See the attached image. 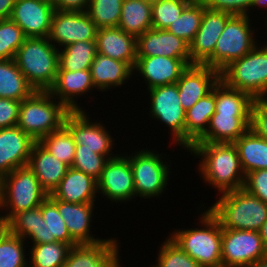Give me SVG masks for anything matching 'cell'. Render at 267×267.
I'll return each mask as SVG.
<instances>
[{
	"label": "cell",
	"instance_id": "6da1fadb",
	"mask_svg": "<svg viewBox=\"0 0 267 267\" xmlns=\"http://www.w3.org/2000/svg\"><path fill=\"white\" fill-rule=\"evenodd\" d=\"M186 152L199 159L196 172L218 195L244 187L246 175L234 143H195Z\"/></svg>",
	"mask_w": 267,
	"mask_h": 267
},
{
	"label": "cell",
	"instance_id": "7a4b0ae2",
	"mask_svg": "<svg viewBox=\"0 0 267 267\" xmlns=\"http://www.w3.org/2000/svg\"><path fill=\"white\" fill-rule=\"evenodd\" d=\"M205 205L200 203L197 207V211L201 212L197 218V227L174 228L168 236L202 267H216L222 265V227Z\"/></svg>",
	"mask_w": 267,
	"mask_h": 267
},
{
	"label": "cell",
	"instance_id": "3957f363",
	"mask_svg": "<svg viewBox=\"0 0 267 267\" xmlns=\"http://www.w3.org/2000/svg\"><path fill=\"white\" fill-rule=\"evenodd\" d=\"M207 208L221 227L233 230L257 231L267 220V204L244 188L217 195Z\"/></svg>",
	"mask_w": 267,
	"mask_h": 267
},
{
	"label": "cell",
	"instance_id": "277c9868",
	"mask_svg": "<svg viewBox=\"0 0 267 267\" xmlns=\"http://www.w3.org/2000/svg\"><path fill=\"white\" fill-rule=\"evenodd\" d=\"M14 60L35 91H48L53 86L59 69V49L48 37L25 38Z\"/></svg>",
	"mask_w": 267,
	"mask_h": 267
},
{
	"label": "cell",
	"instance_id": "5b68a950",
	"mask_svg": "<svg viewBox=\"0 0 267 267\" xmlns=\"http://www.w3.org/2000/svg\"><path fill=\"white\" fill-rule=\"evenodd\" d=\"M142 148L132 151L131 155L130 152H123L129 158L133 170L135 199H160L168 190L167 186H170L168 183L173 172V162L169 155L167 158L166 152L156 151V147L155 150L148 146Z\"/></svg>",
	"mask_w": 267,
	"mask_h": 267
},
{
	"label": "cell",
	"instance_id": "8992f818",
	"mask_svg": "<svg viewBox=\"0 0 267 267\" xmlns=\"http://www.w3.org/2000/svg\"><path fill=\"white\" fill-rule=\"evenodd\" d=\"M70 110L49 91H34L21 101L17 126L36 142L60 129Z\"/></svg>",
	"mask_w": 267,
	"mask_h": 267
},
{
	"label": "cell",
	"instance_id": "52a82bcc",
	"mask_svg": "<svg viewBox=\"0 0 267 267\" xmlns=\"http://www.w3.org/2000/svg\"><path fill=\"white\" fill-rule=\"evenodd\" d=\"M48 195L28 166L19 167L0 179V219L5 225L16 213L40 206Z\"/></svg>",
	"mask_w": 267,
	"mask_h": 267
},
{
	"label": "cell",
	"instance_id": "ba28073f",
	"mask_svg": "<svg viewBox=\"0 0 267 267\" xmlns=\"http://www.w3.org/2000/svg\"><path fill=\"white\" fill-rule=\"evenodd\" d=\"M252 19L248 15H233L226 22L213 55L203 65L221 72L232 61L245 56L261 43L257 39L258 30L253 26Z\"/></svg>",
	"mask_w": 267,
	"mask_h": 267
},
{
	"label": "cell",
	"instance_id": "9c48e42d",
	"mask_svg": "<svg viewBox=\"0 0 267 267\" xmlns=\"http://www.w3.org/2000/svg\"><path fill=\"white\" fill-rule=\"evenodd\" d=\"M220 79L253 99L267 96V40L232 61L220 72Z\"/></svg>",
	"mask_w": 267,
	"mask_h": 267
},
{
	"label": "cell",
	"instance_id": "30bf717a",
	"mask_svg": "<svg viewBox=\"0 0 267 267\" xmlns=\"http://www.w3.org/2000/svg\"><path fill=\"white\" fill-rule=\"evenodd\" d=\"M147 93L149 110L148 116L162 127L168 128L170 132L169 140L173 146H179L180 150L184 149V128H185V110L183 109L180 99L179 90L176 83L162 85L145 90ZM148 91V92H147ZM149 97V99H148ZM149 107V108H148ZM172 137V138H171Z\"/></svg>",
	"mask_w": 267,
	"mask_h": 267
},
{
	"label": "cell",
	"instance_id": "8fae6325",
	"mask_svg": "<svg viewBox=\"0 0 267 267\" xmlns=\"http://www.w3.org/2000/svg\"><path fill=\"white\" fill-rule=\"evenodd\" d=\"M89 113L86 110L70 111L66 115L64 126L70 131L76 145H81V149L93 150L108 159L116 157L119 154L114 149L117 148L114 147L117 146V138L112 136V131L102 122L103 118L95 120L96 116L93 119Z\"/></svg>",
	"mask_w": 267,
	"mask_h": 267
},
{
	"label": "cell",
	"instance_id": "7c38bea8",
	"mask_svg": "<svg viewBox=\"0 0 267 267\" xmlns=\"http://www.w3.org/2000/svg\"><path fill=\"white\" fill-rule=\"evenodd\" d=\"M98 196L113 204H128L135 199L133 170L129 158L120 154L107 161L97 180ZM105 196V197H104Z\"/></svg>",
	"mask_w": 267,
	"mask_h": 267
},
{
	"label": "cell",
	"instance_id": "4fadbf2b",
	"mask_svg": "<svg viewBox=\"0 0 267 267\" xmlns=\"http://www.w3.org/2000/svg\"><path fill=\"white\" fill-rule=\"evenodd\" d=\"M266 255L267 253L259 232L222 228V265L250 267Z\"/></svg>",
	"mask_w": 267,
	"mask_h": 267
},
{
	"label": "cell",
	"instance_id": "5bb4252c",
	"mask_svg": "<svg viewBox=\"0 0 267 267\" xmlns=\"http://www.w3.org/2000/svg\"><path fill=\"white\" fill-rule=\"evenodd\" d=\"M97 31L87 12L55 10L48 39L61 49L79 41H96Z\"/></svg>",
	"mask_w": 267,
	"mask_h": 267
},
{
	"label": "cell",
	"instance_id": "9a60e30c",
	"mask_svg": "<svg viewBox=\"0 0 267 267\" xmlns=\"http://www.w3.org/2000/svg\"><path fill=\"white\" fill-rule=\"evenodd\" d=\"M119 238L72 246L63 267H122Z\"/></svg>",
	"mask_w": 267,
	"mask_h": 267
},
{
	"label": "cell",
	"instance_id": "2e32d148",
	"mask_svg": "<svg viewBox=\"0 0 267 267\" xmlns=\"http://www.w3.org/2000/svg\"><path fill=\"white\" fill-rule=\"evenodd\" d=\"M189 65L179 58L165 56L137 57L133 68V78L139 84L145 83L146 90L153 87L176 83ZM142 77V83L140 78Z\"/></svg>",
	"mask_w": 267,
	"mask_h": 267
},
{
	"label": "cell",
	"instance_id": "e0dca14e",
	"mask_svg": "<svg viewBox=\"0 0 267 267\" xmlns=\"http://www.w3.org/2000/svg\"><path fill=\"white\" fill-rule=\"evenodd\" d=\"M54 11L53 3L46 0H16L10 18L26 38L48 37Z\"/></svg>",
	"mask_w": 267,
	"mask_h": 267
},
{
	"label": "cell",
	"instance_id": "ac0fdd59",
	"mask_svg": "<svg viewBox=\"0 0 267 267\" xmlns=\"http://www.w3.org/2000/svg\"><path fill=\"white\" fill-rule=\"evenodd\" d=\"M93 90L95 93L97 92L92 82L90 69H86L78 71L58 70L55 82L48 91L70 111H78L89 110L85 106L81 107L82 103H79L78 99L80 100L82 96L84 99L85 97L90 98L91 92L94 93Z\"/></svg>",
	"mask_w": 267,
	"mask_h": 267
},
{
	"label": "cell",
	"instance_id": "d6986e66",
	"mask_svg": "<svg viewBox=\"0 0 267 267\" xmlns=\"http://www.w3.org/2000/svg\"><path fill=\"white\" fill-rule=\"evenodd\" d=\"M232 16L226 12L204 9L200 27L190 44L191 65H203L213 55L216 42Z\"/></svg>",
	"mask_w": 267,
	"mask_h": 267
},
{
	"label": "cell",
	"instance_id": "ffe728a7",
	"mask_svg": "<svg viewBox=\"0 0 267 267\" xmlns=\"http://www.w3.org/2000/svg\"><path fill=\"white\" fill-rule=\"evenodd\" d=\"M137 57L165 56L191 65L190 45L167 30L149 29L137 37Z\"/></svg>",
	"mask_w": 267,
	"mask_h": 267
},
{
	"label": "cell",
	"instance_id": "44dd1931",
	"mask_svg": "<svg viewBox=\"0 0 267 267\" xmlns=\"http://www.w3.org/2000/svg\"><path fill=\"white\" fill-rule=\"evenodd\" d=\"M220 79V72L212 67L200 64L189 65L176 82L179 99L185 111L199 99L210 93Z\"/></svg>",
	"mask_w": 267,
	"mask_h": 267
},
{
	"label": "cell",
	"instance_id": "7402d4cb",
	"mask_svg": "<svg viewBox=\"0 0 267 267\" xmlns=\"http://www.w3.org/2000/svg\"><path fill=\"white\" fill-rule=\"evenodd\" d=\"M49 199L57 206L70 237L76 244L96 243L104 239L92 233L94 210L98 208L95 203L76 204L63 202L56 198Z\"/></svg>",
	"mask_w": 267,
	"mask_h": 267
},
{
	"label": "cell",
	"instance_id": "603a6c76",
	"mask_svg": "<svg viewBox=\"0 0 267 267\" xmlns=\"http://www.w3.org/2000/svg\"><path fill=\"white\" fill-rule=\"evenodd\" d=\"M35 142L17 125L0 129V179L19 167L27 166Z\"/></svg>",
	"mask_w": 267,
	"mask_h": 267
},
{
	"label": "cell",
	"instance_id": "cb8c5ba5",
	"mask_svg": "<svg viewBox=\"0 0 267 267\" xmlns=\"http://www.w3.org/2000/svg\"><path fill=\"white\" fill-rule=\"evenodd\" d=\"M252 113L215 112L206 133L196 143H234L251 128Z\"/></svg>",
	"mask_w": 267,
	"mask_h": 267
},
{
	"label": "cell",
	"instance_id": "d4e9b609",
	"mask_svg": "<svg viewBox=\"0 0 267 267\" xmlns=\"http://www.w3.org/2000/svg\"><path fill=\"white\" fill-rule=\"evenodd\" d=\"M97 180L82 171L70 167L48 198H56L67 203H95L98 198ZM98 199V200H97Z\"/></svg>",
	"mask_w": 267,
	"mask_h": 267
},
{
	"label": "cell",
	"instance_id": "484cf974",
	"mask_svg": "<svg viewBox=\"0 0 267 267\" xmlns=\"http://www.w3.org/2000/svg\"><path fill=\"white\" fill-rule=\"evenodd\" d=\"M137 38L117 27L101 28L97 31V53L126 62L132 69L137 59Z\"/></svg>",
	"mask_w": 267,
	"mask_h": 267
},
{
	"label": "cell",
	"instance_id": "4316f807",
	"mask_svg": "<svg viewBox=\"0 0 267 267\" xmlns=\"http://www.w3.org/2000/svg\"><path fill=\"white\" fill-rule=\"evenodd\" d=\"M90 72L95 89L98 92L101 91L99 93L112 92L111 89L123 88V84L127 85L130 81H136L132 78L133 69L126 62L99 53L96 54L90 66Z\"/></svg>",
	"mask_w": 267,
	"mask_h": 267
},
{
	"label": "cell",
	"instance_id": "83f0119b",
	"mask_svg": "<svg viewBox=\"0 0 267 267\" xmlns=\"http://www.w3.org/2000/svg\"><path fill=\"white\" fill-rule=\"evenodd\" d=\"M27 166L33 171L41 187L48 194L54 191L70 168L55 158L39 142L34 143Z\"/></svg>",
	"mask_w": 267,
	"mask_h": 267
},
{
	"label": "cell",
	"instance_id": "f1b7e54d",
	"mask_svg": "<svg viewBox=\"0 0 267 267\" xmlns=\"http://www.w3.org/2000/svg\"><path fill=\"white\" fill-rule=\"evenodd\" d=\"M216 84L212 91L199 99L185 111L184 150L195 144L208 129L211 116L215 113Z\"/></svg>",
	"mask_w": 267,
	"mask_h": 267
},
{
	"label": "cell",
	"instance_id": "f546056e",
	"mask_svg": "<svg viewBox=\"0 0 267 267\" xmlns=\"http://www.w3.org/2000/svg\"><path fill=\"white\" fill-rule=\"evenodd\" d=\"M234 145L237 148L244 174L267 169V140L249 128Z\"/></svg>",
	"mask_w": 267,
	"mask_h": 267
},
{
	"label": "cell",
	"instance_id": "4dcf8cb0",
	"mask_svg": "<svg viewBox=\"0 0 267 267\" xmlns=\"http://www.w3.org/2000/svg\"><path fill=\"white\" fill-rule=\"evenodd\" d=\"M118 27L136 38L152 29L151 2L123 0Z\"/></svg>",
	"mask_w": 267,
	"mask_h": 267
},
{
	"label": "cell",
	"instance_id": "1f68e13d",
	"mask_svg": "<svg viewBox=\"0 0 267 267\" xmlns=\"http://www.w3.org/2000/svg\"><path fill=\"white\" fill-rule=\"evenodd\" d=\"M34 91L14 59L0 60V98L22 101Z\"/></svg>",
	"mask_w": 267,
	"mask_h": 267
},
{
	"label": "cell",
	"instance_id": "d6a6232c",
	"mask_svg": "<svg viewBox=\"0 0 267 267\" xmlns=\"http://www.w3.org/2000/svg\"><path fill=\"white\" fill-rule=\"evenodd\" d=\"M41 205L16 213L6 224L5 228L13 235L24 239L30 246L41 244L42 229ZM30 242H29V241Z\"/></svg>",
	"mask_w": 267,
	"mask_h": 267
},
{
	"label": "cell",
	"instance_id": "836d02e7",
	"mask_svg": "<svg viewBox=\"0 0 267 267\" xmlns=\"http://www.w3.org/2000/svg\"><path fill=\"white\" fill-rule=\"evenodd\" d=\"M97 54L96 41H79L59 49V69L78 71L90 69Z\"/></svg>",
	"mask_w": 267,
	"mask_h": 267
},
{
	"label": "cell",
	"instance_id": "e575fe53",
	"mask_svg": "<svg viewBox=\"0 0 267 267\" xmlns=\"http://www.w3.org/2000/svg\"><path fill=\"white\" fill-rule=\"evenodd\" d=\"M28 247V267H63L71 249L69 244L59 241Z\"/></svg>",
	"mask_w": 267,
	"mask_h": 267
},
{
	"label": "cell",
	"instance_id": "d590c367",
	"mask_svg": "<svg viewBox=\"0 0 267 267\" xmlns=\"http://www.w3.org/2000/svg\"><path fill=\"white\" fill-rule=\"evenodd\" d=\"M253 101L250 95L229 87L221 79L216 83L215 112L252 113Z\"/></svg>",
	"mask_w": 267,
	"mask_h": 267
},
{
	"label": "cell",
	"instance_id": "8d00e7d4",
	"mask_svg": "<svg viewBox=\"0 0 267 267\" xmlns=\"http://www.w3.org/2000/svg\"><path fill=\"white\" fill-rule=\"evenodd\" d=\"M27 244L4 228L0 232V267H28Z\"/></svg>",
	"mask_w": 267,
	"mask_h": 267
},
{
	"label": "cell",
	"instance_id": "74e56055",
	"mask_svg": "<svg viewBox=\"0 0 267 267\" xmlns=\"http://www.w3.org/2000/svg\"><path fill=\"white\" fill-rule=\"evenodd\" d=\"M205 8L203 2L192 1L181 13V16L169 25L167 31L190 45L200 27Z\"/></svg>",
	"mask_w": 267,
	"mask_h": 267
},
{
	"label": "cell",
	"instance_id": "f35d334b",
	"mask_svg": "<svg viewBox=\"0 0 267 267\" xmlns=\"http://www.w3.org/2000/svg\"><path fill=\"white\" fill-rule=\"evenodd\" d=\"M39 143L55 158L61 160L69 167L72 166L76 143L70 131L64 125L60 129L43 137Z\"/></svg>",
	"mask_w": 267,
	"mask_h": 267
},
{
	"label": "cell",
	"instance_id": "ab89813d",
	"mask_svg": "<svg viewBox=\"0 0 267 267\" xmlns=\"http://www.w3.org/2000/svg\"><path fill=\"white\" fill-rule=\"evenodd\" d=\"M123 0H90L87 13L98 29L117 27Z\"/></svg>",
	"mask_w": 267,
	"mask_h": 267
},
{
	"label": "cell",
	"instance_id": "60d3db41",
	"mask_svg": "<svg viewBox=\"0 0 267 267\" xmlns=\"http://www.w3.org/2000/svg\"><path fill=\"white\" fill-rule=\"evenodd\" d=\"M41 211L47 225L48 243L59 241L69 244L71 247L75 246L76 243L71 239L57 206L48 197L41 203Z\"/></svg>",
	"mask_w": 267,
	"mask_h": 267
},
{
	"label": "cell",
	"instance_id": "b9f144b4",
	"mask_svg": "<svg viewBox=\"0 0 267 267\" xmlns=\"http://www.w3.org/2000/svg\"><path fill=\"white\" fill-rule=\"evenodd\" d=\"M191 2V0H156L152 2V28L167 30Z\"/></svg>",
	"mask_w": 267,
	"mask_h": 267
},
{
	"label": "cell",
	"instance_id": "7bdbcfd3",
	"mask_svg": "<svg viewBox=\"0 0 267 267\" xmlns=\"http://www.w3.org/2000/svg\"><path fill=\"white\" fill-rule=\"evenodd\" d=\"M158 247L156 263L152 267H202L184 252L169 236Z\"/></svg>",
	"mask_w": 267,
	"mask_h": 267
},
{
	"label": "cell",
	"instance_id": "ee69618b",
	"mask_svg": "<svg viewBox=\"0 0 267 267\" xmlns=\"http://www.w3.org/2000/svg\"><path fill=\"white\" fill-rule=\"evenodd\" d=\"M25 38L22 29L11 18L0 20V60L14 59Z\"/></svg>",
	"mask_w": 267,
	"mask_h": 267
},
{
	"label": "cell",
	"instance_id": "f6af8a7d",
	"mask_svg": "<svg viewBox=\"0 0 267 267\" xmlns=\"http://www.w3.org/2000/svg\"><path fill=\"white\" fill-rule=\"evenodd\" d=\"M108 160L106 156L99 155L93 150L81 149V145H76L71 167L98 180Z\"/></svg>",
	"mask_w": 267,
	"mask_h": 267
},
{
	"label": "cell",
	"instance_id": "bcb514c9",
	"mask_svg": "<svg viewBox=\"0 0 267 267\" xmlns=\"http://www.w3.org/2000/svg\"><path fill=\"white\" fill-rule=\"evenodd\" d=\"M206 8L222 11L231 15H248L252 8V0H204Z\"/></svg>",
	"mask_w": 267,
	"mask_h": 267
},
{
	"label": "cell",
	"instance_id": "7dc6e473",
	"mask_svg": "<svg viewBox=\"0 0 267 267\" xmlns=\"http://www.w3.org/2000/svg\"><path fill=\"white\" fill-rule=\"evenodd\" d=\"M243 188L267 204V169L249 172Z\"/></svg>",
	"mask_w": 267,
	"mask_h": 267
},
{
	"label": "cell",
	"instance_id": "c3c4849f",
	"mask_svg": "<svg viewBox=\"0 0 267 267\" xmlns=\"http://www.w3.org/2000/svg\"><path fill=\"white\" fill-rule=\"evenodd\" d=\"M251 128L267 140V96L254 99L252 105Z\"/></svg>",
	"mask_w": 267,
	"mask_h": 267
},
{
	"label": "cell",
	"instance_id": "681fc988",
	"mask_svg": "<svg viewBox=\"0 0 267 267\" xmlns=\"http://www.w3.org/2000/svg\"><path fill=\"white\" fill-rule=\"evenodd\" d=\"M21 101L0 98V129L17 125Z\"/></svg>",
	"mask_w": 267,
	"mask_h": 267
},
{
	"label": "cell",
	"instance_id": "f907efd6",
	"mask_svg": "<svg viewBox=\"0 0 267 267\" xmlns=\"http://www.w3.org/2000/svg\"><path fill=\"white\" fill-rule=\"evenodd\" d=\"M90 0H55L53 5L59 11H82L86 12Z\"/></svg>",
	"mask_w": 267,
	"mask_h": 267
},
{
	"label": "cell",
	"instance_id": "816d5d0a",
	"mask_svg": "<svg viewBox=\"0 0 267 267\" xmlns=\"http://www.w3.org/2000/svg\"><path fill=\"white\" fill-rule=\"evenodd\" d=\"M16 0H0V20L9 19Z\"/></svg>",
	"mask_w": 267,
	"mask_h": 267
},
{
	"label": "cell",
	"instance_id": "f5cc1de1",
	"mask_svg": "<svg viewBox=\"0 0 267 267\" xmlns=\"http://www.w3.org/2000/svg\"><path fill=\"white\" fill-rule=\"evenodd\" d=\"M254 9H265L266 10V13H267V0H252V8H251V12H249V16L250 17H254V16H251V14L253 13V11H256ZM251 13V14H250ZM267 20V16H266V19ZM265 28H267V21H265Z\"/></svg>",
	"mask_w": 267,
	"mask_h": 267
},
{
	"label": "cell",
	"instance_id": "db71d44e",
	"mask_svg": "<svg viewBox=\"0 0 267 267\" xmlns=\"http://www.w3.org/2000/svg\"><path fill=\"white\" fill-rule=\"evenodd\" d=\"M260 237L262 238V242L267 253V220L263 223L261 229L259 230Z\"/></svg>",
	"mask_w": 267,
	"mask_h": 267
},
{
	"label": "cell",
	"instance_id": "11a10c76",
	"mask_svg": "<svg viewBox=\"0 0 267 267\" xmlns=\"http://www.w3.org/2000/svg\"><path fill=\"white\" fill-rule=\"evenodd\" d=\"M43 243H48V230L44 219H42V229H41V244Z\"/></svg>",
	"mask_w": 267,
	"mask_h": 267
},
{
	"label": "cell",
	"instance_id": "9f6ffc18",
	"mask_svg": "<svg viewBox=\"0 0 267 267\" xmlns=\"http://www.w3.org/2000/svg\"><path fill=\"white\" fill-rule=\"evenodd\" d=\"M250 267H267V255L257 260Z\"/></svg>",
	"mask_w": 267,
	"mask_h": 267
},
{
	"label": "cell",
	"instance_id": "6f0895ef",
	"mask_svg": "<svg viewBox=\"0 0 267 267\" xmlns=\"http://www.w3.org/2000/svg\"><path fill=\"white\" fill-rule=\"evenodd\" d=\"M5 228L3 221L0 219V232Z\"/></svg>",
	"mask_w": 267,
	"mask_h": 267
},
{
	"label": "cell",
	"instance_id": "680465c9",
	"mask_svg": "<svg viewBox=\"0 0 267 267\" xmlns=\"http://www.w3.org/2000/svg\"><path fill=\"white\" fill-rule=\"evenodd\" d=\"M141 1H146V2H154V1H156V0H141Z\"/></svg>",
	"mask_w": 267,
	"mask_h": 267
},
{
	"label": "cell",
	"instance_id": "91938a15",
	"mask_svg": "<svg viewBox=\"0 0 267 267\" xmlns=\"http://www.w3.org/2000/svg\"><path fill=\"white\" fill-rule=\"evenodd\" d=\"M193 2H203L204 0H191Z\"/></svg>",
	"mask_w": 267,
	"mask_h": 267
},
{
	"label": "cell",
	"instance_id": "94428289",
	"mask_svg": "<svg viewBox=\"0 0 267 267\" xmlns=\"http://www.w3.org/2000/svg\"><path fill=\"white\" fill-rule=\"evenodd\" d=\"M46 1H49V2H51V3H54L55 0H46Z\"/></svg>",
	"mask_w": 267,
	"mask_h": 267
},
{
	"label": "cell",
	"instance_id": "6125c7cd",
	"mask_svg": "<svg viewBox=\"0 0 267 267\" xmlns=\"http://www.w3.org/2000/svg\"><path fill=\"white\" fill-rule=\"evenodd\" d=\"M216 267H229V266L220 265V266H216Z\"/></svg>",
	"mask_w": 267,
	"mask_h": 267
}]
</instances>
